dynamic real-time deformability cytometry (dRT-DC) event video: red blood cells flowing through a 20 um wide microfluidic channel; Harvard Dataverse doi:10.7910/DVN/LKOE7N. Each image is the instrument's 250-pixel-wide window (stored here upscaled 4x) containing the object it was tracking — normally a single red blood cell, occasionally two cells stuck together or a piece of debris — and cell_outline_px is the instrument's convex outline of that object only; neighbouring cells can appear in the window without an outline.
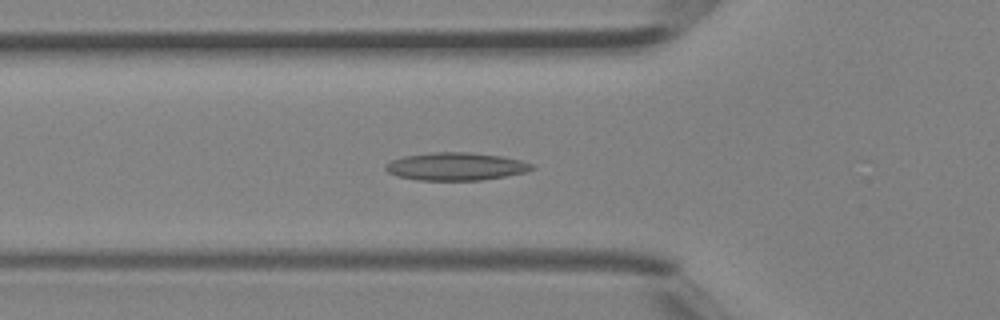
{"species": "Egyptian fruit bat (a non-hibernating species)", "species_latin": "Rousettus aegyptiacus", "temperature_condition": "room temperature", "stored_images_in_passage": 40, "camera_frame_rate_fps": 3000, "um_per_image_px": 0.085, "animal": {"sex": "female"}, "frame": {"image": 1, "passage_image": 14, "time_ms": 4.333, "image_size_px": [1000, 320], "cell_outline_px": [[536, 164], [528, 172], [480, 180], [416, 180], [396, 176], [388, 172], [384, 168], [384, 164], [392, 160], [404, 156], [432, 152], [468, 152], [500, 156], [520, 160]], "centroid_in_image_um": [38.73, 14.15], "position_along_channel_um": 87.1, "area_um2": 23.76}}
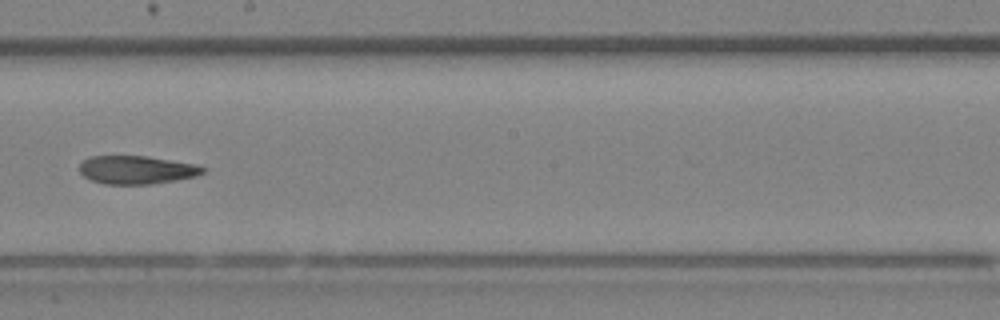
{"frame": {"image": 2, "passage_image": 23, "time_ms": 7.333, "image_size_px": [1000, 320], "cell_outline_px": [[208, 168], [204, 172], [196, 176], [176, 180], [152, 184], [104, 184], [92, 180], [84, 176], [80, 172], [80, 164], [88, 156], [148, 156], [196, 164]], "centroid_in_image_um": [11.64, 14.43], "position_along_channel_um": 236.6, "area_um2": 20.4}}
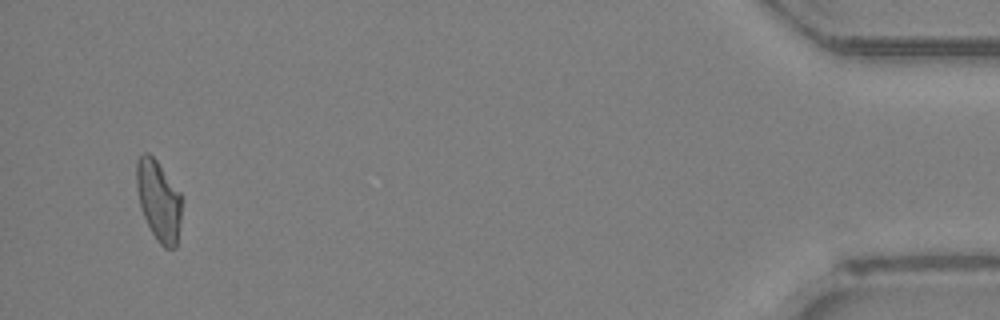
{"frame": {"image": 3, "passage_image": 39, "time_ms": 12.667, "image_size_px": [1000, 320], "cell_outline_px": [[180, 220], [176, 248], [164, 248], [156, 240], [140, 208], [136, 188], [136, 160], [144, 152], [148, 152], [156, 160], [180, 192]], "centroid_in_image_um": [13.45, 17.04], "position_along_channel_um": 421.7, "area_um2": 21.04}}